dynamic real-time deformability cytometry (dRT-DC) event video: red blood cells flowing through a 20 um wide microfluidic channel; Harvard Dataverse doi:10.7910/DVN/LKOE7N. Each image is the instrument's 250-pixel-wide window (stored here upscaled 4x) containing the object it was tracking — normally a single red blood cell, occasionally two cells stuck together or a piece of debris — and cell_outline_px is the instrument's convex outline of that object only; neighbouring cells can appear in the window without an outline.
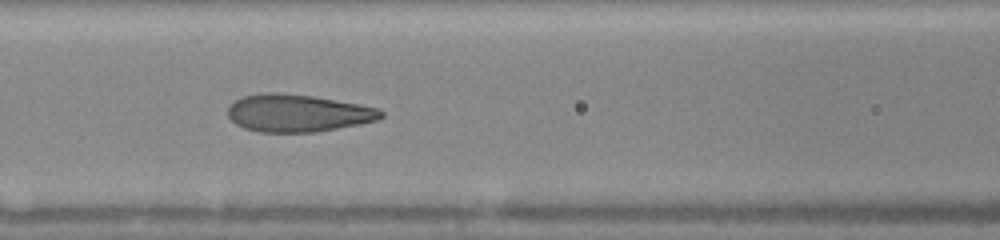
{"species": "human", "species_latin": "Homo sapiens", "temperature_condition": "warm", "stored_images_in_passage": 25, "camera_frame_rate_fps": 3000, "um_per_image_px": 0.085, "donor": {"sex": "female"}, "frame": {"image": 1, "passage_image": 22, "time_ms": 7.333, "image_size_px": [1000, 240], "cell_outline_px": [[384, 116], [376, 120], [360, 124], [316, 132], [260, 132], [244, 128], [236, 124], [228, 116], [228, 108], [236, 100], [244, 96], [264, 92], [272, 92], [312, 96], [360, 104], [380, 108], [384, 112]], "centroid_in_image_um": [25.34, 9.62], "position_along_channel_um": 141.3, "area_um2": 33.35}}